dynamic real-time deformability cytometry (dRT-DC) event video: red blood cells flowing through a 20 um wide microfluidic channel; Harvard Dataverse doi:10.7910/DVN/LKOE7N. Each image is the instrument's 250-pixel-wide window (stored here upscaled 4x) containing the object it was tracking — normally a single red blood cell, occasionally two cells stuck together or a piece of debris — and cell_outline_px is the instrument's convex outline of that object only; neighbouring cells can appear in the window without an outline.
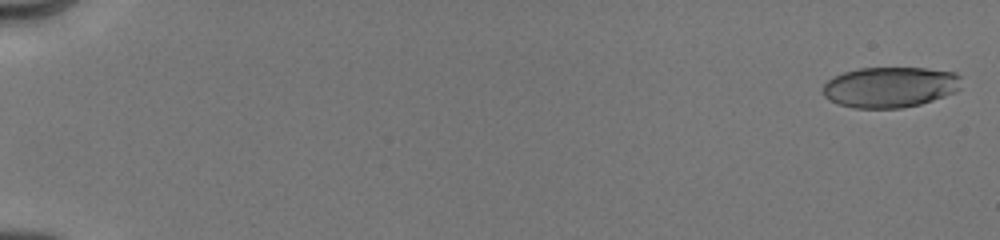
{"species": "human", "species_latin": "Homo sapiens", "temperature_condition": "cold", "stored_images_in_passage": 85, "camera_frame_rate_fps": 3000, "um_per_image_px": 0.085, "donor": {"sex": "male"}, "frame": {"image": 1, "passage_image": 3, "time_ms": 0.333, "image_size_px": [1000, 240], "cell_outline_px": [[960, 88], [956, 92], [920, 104], [900, 108], [852, 108], [836, 104], [828, 100], [824, 96], [824, 84], [832, 76], [844, 72], [860, 68], [924, 68], [952, 72], [960, 76]], "centroid_in_image_um": [75.62, 7.41], "position_along_channel_um": 9.4, "area_um2": 32.83}}
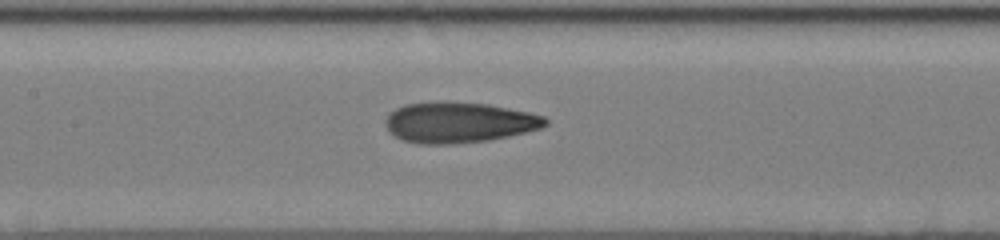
{"frame": {"image": 2, "passage_image": 46, "time_ms": 9.0, "image_size_px": [1000, 240], "cell_outline_px": [[548, 124], [540, 128], [508, 136], [488, 140], [452, 144], [420, 144], [400, 140], [388, 132], [384, 124], [384, 120], [396, 108], [404, 104], [432, 100], [444, 100], [488, 104], [528, 112], [544, 116], [548, 120]], "centroid_in_image_um": [38.94, 10.39], "position_along_channel_um": 168.5, "area_um2": 38.44}}
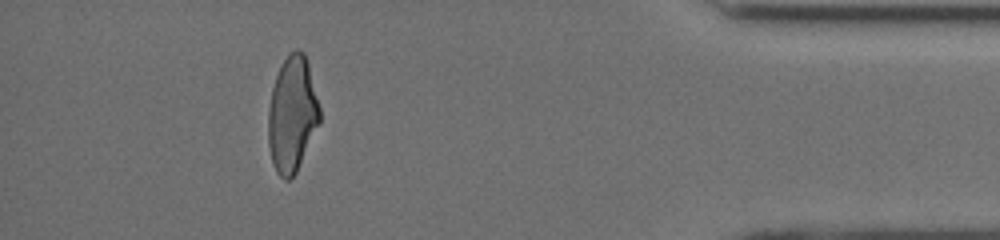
{"frame": {"image": 3, "passage_image": 75, "time_ms": 16.0, "image_size_px": [1000, 240], "cell_outline_px": [[320, 120], [296, 172], [288, 180], [284, 180], [276, 172], [272, 164], [268, 144], [268, 108], [272, 88], [276, 76], [288, 52], [296, 48], [304, 52], [308, 64], [320, 108]], "centroid_in_image_um": [24.81, 9.71], "position_along_channel_um": 410.4, "area_um2": 34.51}, "authors_computed_cell_mechanics": {"area_um2": 34.8534, "velocity_mm_per_s": 4.0461, "shape_relaxation_time_tau1_ms": 8.7147, "shape_relaxation_time_tau2_ms": 1.7937, "deformation_change_tau1": 0.2534, "deformation_change_tau2": 0.0884}}